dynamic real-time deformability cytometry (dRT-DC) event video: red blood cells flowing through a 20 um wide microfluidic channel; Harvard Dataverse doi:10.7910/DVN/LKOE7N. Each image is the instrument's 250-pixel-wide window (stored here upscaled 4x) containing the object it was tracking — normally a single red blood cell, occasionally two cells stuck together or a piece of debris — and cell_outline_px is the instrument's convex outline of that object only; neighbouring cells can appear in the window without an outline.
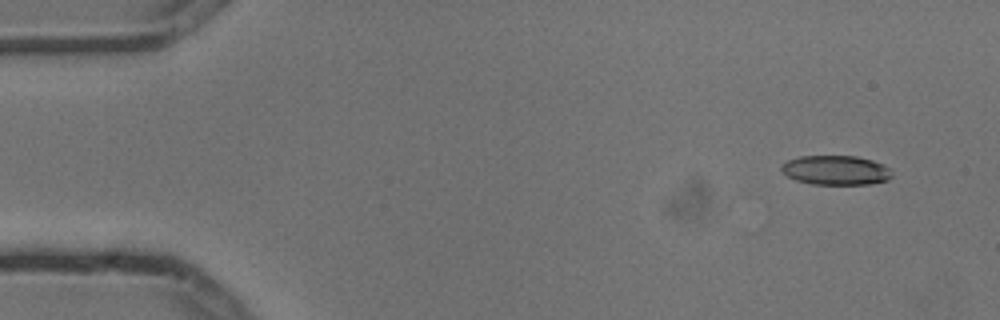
{"species": "common noctule bat (a hibernating species)", "species_latin": "Nyctalus noctula", "temperature_condition": "cold", "stored_images_in_passage": 6, "camera_frame_rate_fps": 3000, "um_per_image_px": 0.085, "animal": {"sex": "male", "body_mass_g": 13.3}, "frame": {"image": 1, "passage_image": 1, "time_ms": 0.0, "image_size_px": [1000, 320], "cell_outline_px": [[892, 176], [888, 180], [868, 184], [812, 184], [796, 180], [788, 176], [780, 168], [780, 164], [788, 160], [800, 156], [856, 156], [872, 160], [888, 168], [892, 172]], "centroid_in_image_um": [71.02, 14.46], "position_along_channel_um": 14.0, "area_um2": 18.84}}
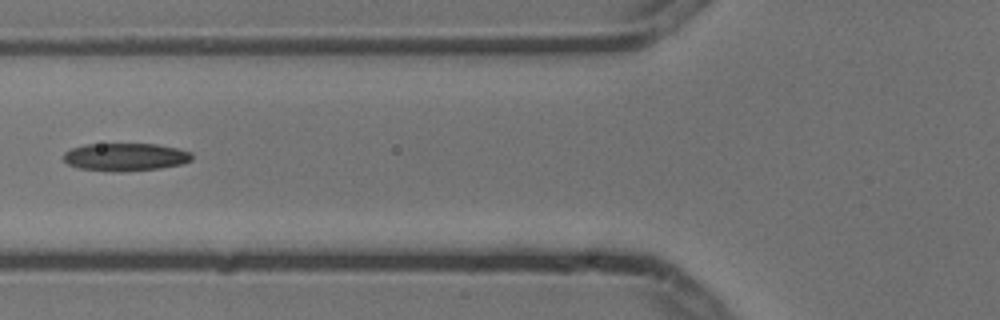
{"frame": {"image": 2, "passage_image": 6, "time_ms": 1.667, "image_size_px": [1000, 320], "cell_outline_px": [[192, 160], [184, 164], [160, 168], [120, 172], [112, 172], [80, 168], [68, 164], [64, 160], [64, 152], [72, 148], [84, 144], [156, 144], [176, 148], [192, 152]], "centroid_in_image_um": [10.67, 13.35], "position_along_channel_um": 115.1, "area_um2": 20.92}}